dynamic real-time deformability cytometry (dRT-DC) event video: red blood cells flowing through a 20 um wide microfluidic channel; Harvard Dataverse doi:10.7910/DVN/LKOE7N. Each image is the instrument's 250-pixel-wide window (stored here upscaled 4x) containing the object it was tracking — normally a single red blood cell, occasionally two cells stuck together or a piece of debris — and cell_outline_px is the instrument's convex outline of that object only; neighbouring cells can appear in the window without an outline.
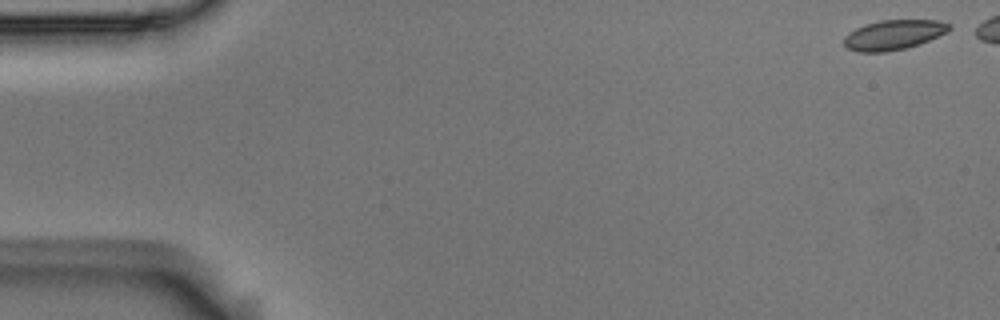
{"species": "Egyptian fruit bat (a non-hibernating species)", "species_latin": "Rousettus aegyptiacus", "temperature_condition": "room temperature", "stored_images_in_passage": 45, "camera_frame_rate_fps": 3000, "um_per_image_px": 0.085, "animal": {"sex": "male"}, "frame": {"image": 1, "passage_image": 1, "time_ms": 0.0, "image_size_px": [1000, 320], "cell_outline_px": [[952, 28], [948, 32], [920, 44], [908, 48], [884, 52], [856, 52], [848, 48], [844, 44], [844, 36], [848, 32], [856, 28], [880, 20], [940, 20], [952, 24]], "centroid_in_image_um": [76.0, 2.96], "position_along_channel_um": 9.0, "area_um2": 18.5}}
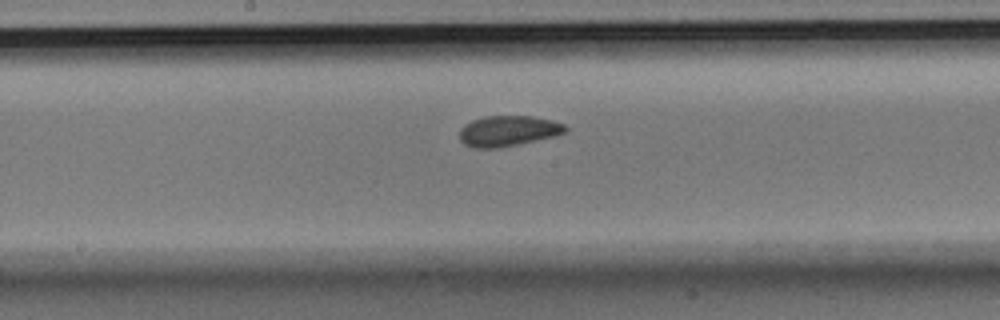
{"frame": {"image": 2, "passage_image": 28, "time_ms": 9.0, "image_size_px": [1000, 320], "cell_outline_px": [[568, 128], [564, 132], [556, 136], [500, 148], [472, 148], [464, 144], [460, 140], [460, 128], [464, 124], [472, 120], [484, 116], [532, 116], [552, 120], [564, 124]], "centroid_in_image_um": [43.17, 11.13], "position_along_channel_um": 205.0, "area_um2": 19.02}}
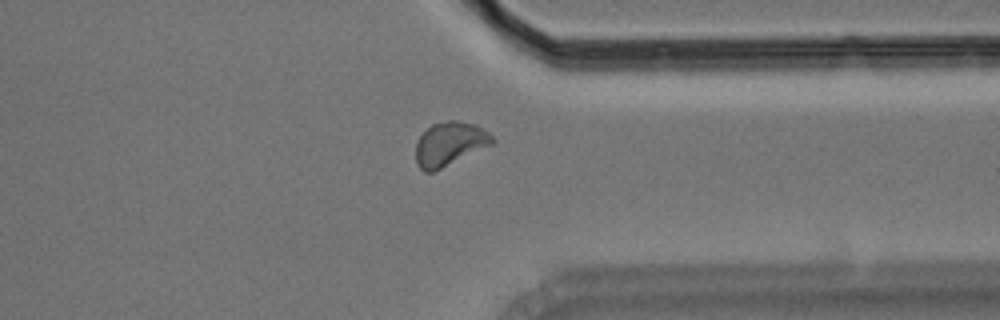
{"frame": {"image": 3, "passage_image": 42, "time_ms": 13.667, "image_size_px": [1000, 320], "cell_outline_px": [[496, 140], [492, 144], [432, 172], [424, 172], [416, 164], [416, 144], [420, 136], [432, 124], [448, 120], [460, 120], [476, 124], [488, 132]], "centroid_in_image_um": [38.22, 12.21], "position_along_channel_um": 373.2, "area_um2": 19.36}}